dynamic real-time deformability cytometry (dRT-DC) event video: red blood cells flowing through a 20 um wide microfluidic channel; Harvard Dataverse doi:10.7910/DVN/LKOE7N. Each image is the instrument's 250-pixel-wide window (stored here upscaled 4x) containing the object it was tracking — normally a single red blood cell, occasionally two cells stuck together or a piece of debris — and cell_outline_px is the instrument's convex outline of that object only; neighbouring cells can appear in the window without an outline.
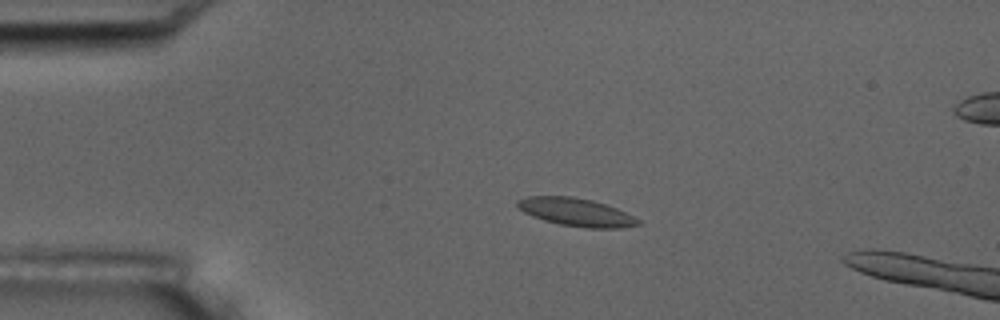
{"species": "common noctule bat (a hibernating species)", "species_latin": "Nyctalus noctula", "temperature_condition": "room temperature", "stored_images_in_passage": 5, "camera_frame_rate_fps": 3000, "um_per_image_px": 0.085, "animal": {"sex": "male", "body_mass_g": 17.5, "forearm_length_mm": 52.3}, "frame": {"image": 1, "passage_image": 3, "time_ms": 3.333, "image_size_px": [1000, 320], "cell_outline_px": [[640, 224], [620, 228], [588, 228], [560, 224], [544, 220], [532, 216], [524, 212], [516, 204], [516, 200], [528, 196], [572, 196], [592, 200], [616, 208], [640, 220]], "centroid_in_image_um": [48.95, 18.03], "position_along_channel_um": 36.1, "area_um2": 19.48}}